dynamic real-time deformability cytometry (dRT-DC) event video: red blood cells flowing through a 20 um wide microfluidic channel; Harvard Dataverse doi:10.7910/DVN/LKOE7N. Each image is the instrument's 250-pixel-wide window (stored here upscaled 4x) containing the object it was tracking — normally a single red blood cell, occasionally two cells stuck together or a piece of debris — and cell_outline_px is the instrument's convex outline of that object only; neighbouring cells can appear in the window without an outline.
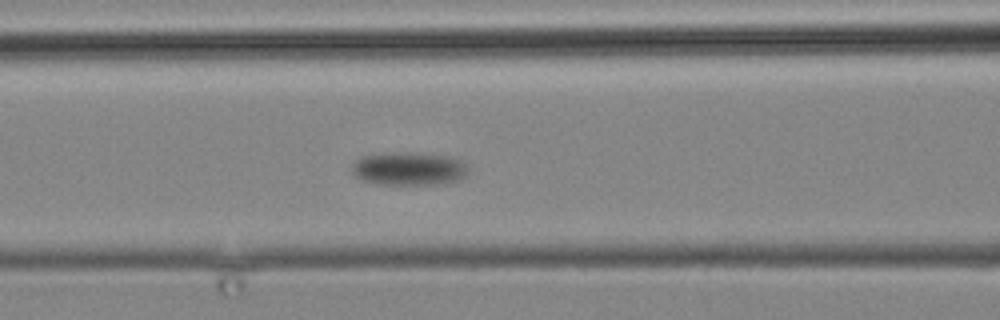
{"species": "common noctule bat (a hibernating species)", "species_latin": "Nyctalus noctula", "temperature_condition": "cold", "stored_images_in_passage": 7, "camera_frame_rate_fps": 3000, "um_per_image_px": 0.085, "animal": {"sex": "male", "body_mass_g": 19.2, "forearm_length_mm": 51.8}, "frame": {"image": 1, "passage_image": 5, "time_ms": 4.667, "image_size_px": [1000, 320], "cell_outline_px": [[468, 172], [460, 180], [444, 184], [376, 184], [360, 180], [352, 172], [352, 164], [360, 156], [388, 152], [412, 152], [452, 156], [460, 160], [468, 168]], "centroid_in_image_um": [34.74, 14.33], "position_along_channel_um": 131.9, "area_um2": 22.95}}
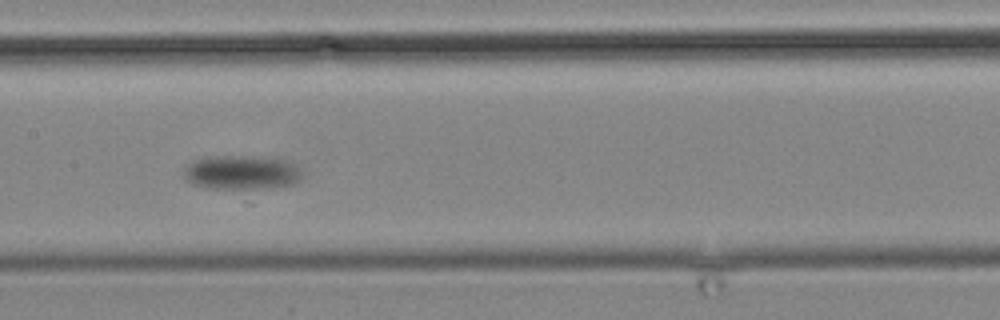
{"frame": {"image": 2, "passage_image": 7, "time_ms": 7.0, "image_size_px": [1000, 320], "cell_outline_px": [[300, 180], [292, 184], [272, 188], [212, 188], [192, 184], [184, 176], [184, 168], [192, 160], [204, 156], [264, 156], [284, 160], [292, 164], [296, 168], [300, 176]], "centroid_in_image_um": [20.47, 14.64], "position_along_channel_um": 186.9, "area_um2": 23.41}}